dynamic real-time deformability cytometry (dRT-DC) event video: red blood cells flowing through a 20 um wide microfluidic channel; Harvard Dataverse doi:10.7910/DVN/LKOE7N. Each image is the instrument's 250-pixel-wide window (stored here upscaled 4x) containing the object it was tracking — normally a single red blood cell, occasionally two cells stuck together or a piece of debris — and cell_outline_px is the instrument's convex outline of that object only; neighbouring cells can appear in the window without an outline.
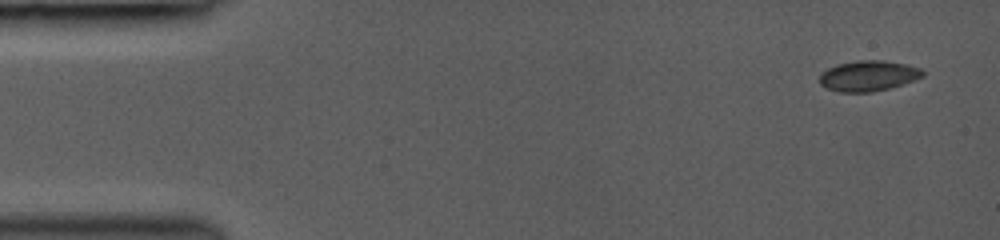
{"species": "common noctule bat (a hibernating species)", "species_latin": "Nyctalus noctula", "temperature_condition": "room temperature", "stored_images_in_passage": 9, "camera_frame_rate_fps": 3000, "um_per_image_px": 0.085, "animal": {"sex": "female", "body_mass_g": 19.0, "forearm_length_mm": 53.3}, "frame": {"image": 1, "passage_image": 1, "time_ms": 0.0, "image_size_px": [1000, 240], "cell_outline_px": [[924, 76], [904, 84], [872, 92], [840, 92], [828, 88], [820, 84], [820, 72], [836, 64], [856, 60], [884, 60], [904, 64], [920, 68], [924, 72]], "centroid_in_image_um": [73.79, 6.44], "position_along_channel_um": 11.2, "area_um2": 18.38}}